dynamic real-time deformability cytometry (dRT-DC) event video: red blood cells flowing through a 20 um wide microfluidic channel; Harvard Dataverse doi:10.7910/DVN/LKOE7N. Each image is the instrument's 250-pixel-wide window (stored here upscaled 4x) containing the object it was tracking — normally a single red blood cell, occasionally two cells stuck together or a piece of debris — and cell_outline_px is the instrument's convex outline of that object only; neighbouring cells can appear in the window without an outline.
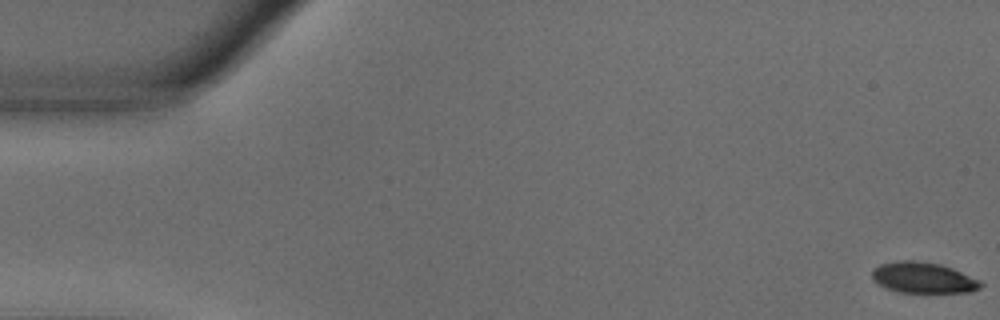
{"species": "common noctule bat (a hibernating species)", "species_latin": "Nyctalus noctula", "temperature_condition": "warm", "stored_images_in_passage": 55, "camera_frame_rate_fps": 3000, "um_per_image_px": 0.085, "animal": {"sex": "male", "body_mass_g": 18.8}, "frame": {"image": 1, "passage_image": 1, "time_ms": 0.0, "image_size_px": [1000, 320], "cell_outline_px": [[984, 284], [980, 288], [968, 292], [900, 292], [888, 288], [872, 280], [872, 268], [880, 264], [896, 260], [916, 260], [940, 264], [952, 268], [980, 280]], "centroid_in_image_um": [78.46, 23.59], "position_along_channel_um": 6.5, "area_um2": 19.54}}
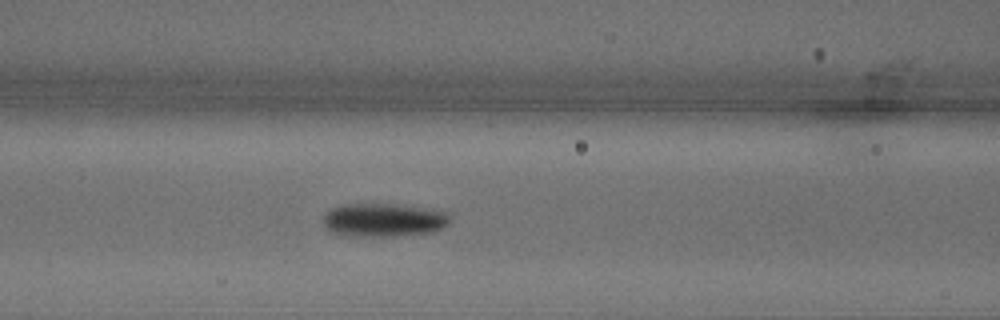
{"frame": {"image": 2, "passage_image": 23, "time_ms": 7.333, "image_size_px": [1000, 320], "cell_outline_px": [[448, 224], [432, 232], [392, 236], [348, 236], [332, 232], [324, 224], [324, 216], [332, 208], [340, 204], [396, 204], [444, 212], [448, 216]], "centroid_in_image_um": [32.55, 18.7], "position_along_channel_um": 134.1, "area_um2": 24.22}}
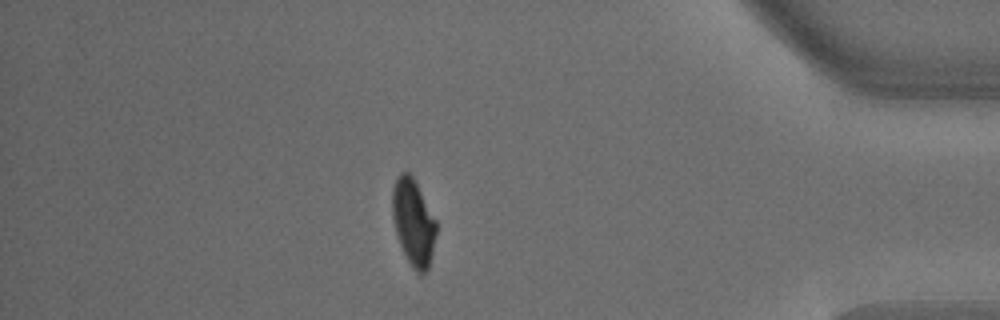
{"frame": {"image": 3, "passage_image": 48, "time_ms": 15.667, "image_size_px": [1000, 320], "cell_outline_px": [[436, 232], [432, 252], [428, 268], [420, 276], [412, 268], [400, 244], [396, 232], [392, 216], [392, 188], [396, 176], [400, 172], [408, 172], [412, 176], [436, 220]], "centroid_in_image_um": [35.11, 18.88], "position_along_channel_um": 400.1, "area_um2": 21.91}, "authors_computed_cell_mechanics": {"area_um2": 22.831, "velocity_mm_per_s": 3.6622, "shape_relaxation_time_tau1_ms": 2.4848, "shape_relaxation_time_tau2_ms": 2.389, "deformation_change_tau1": 0.1441, "deformation_change_tau2": 0.0483}}